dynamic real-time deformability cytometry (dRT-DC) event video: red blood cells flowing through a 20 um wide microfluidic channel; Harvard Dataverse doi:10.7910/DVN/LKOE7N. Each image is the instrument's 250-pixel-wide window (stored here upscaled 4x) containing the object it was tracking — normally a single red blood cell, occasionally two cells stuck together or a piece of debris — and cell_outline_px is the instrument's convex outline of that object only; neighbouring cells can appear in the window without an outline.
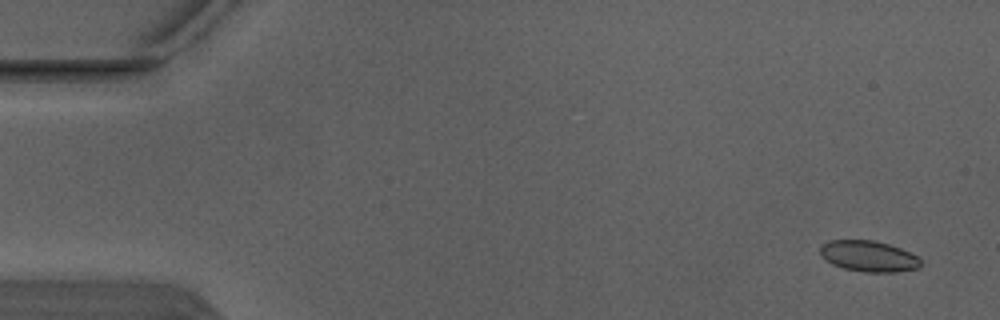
{"species": "Egyptian fruit bat (a non-hibernating species)", "species_latin": "Rousettus aegyptiacus", "temperature_condition": "warm", "stored_images_in_passage": 5, "camera_frame_rate_fps": 3000, "um_per_image_px": 0.085, "animal": {"sex": "male"}, "frame": {"image": 1, "passage_image": 1, "time_ms": 0.0, "image_size_px": [1000, 320], "cell_outline_px": [[920, 268], [896, 272], [864, 272], [844, 268], [832, 264], [824, 260], [820, 256], [820, 244], [828, 240], [872, 240], [888, 244], [900, 248], [916, 256], [920, 260]], "centroid_in_image_um": [73.78, 21.77], "position_along_channel_um": 11.2, "area_um2": 18.21}}